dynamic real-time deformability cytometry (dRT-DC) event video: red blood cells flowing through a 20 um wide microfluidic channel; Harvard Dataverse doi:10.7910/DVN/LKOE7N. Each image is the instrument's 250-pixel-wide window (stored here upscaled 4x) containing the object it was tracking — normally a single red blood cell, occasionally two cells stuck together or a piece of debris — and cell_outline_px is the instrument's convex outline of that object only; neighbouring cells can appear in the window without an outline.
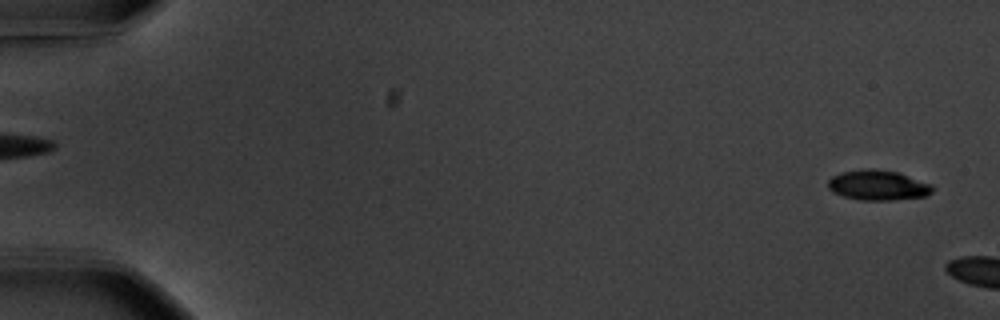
{"species": "common noctule bat (a hibernating species)", "species_latin": "Nyctalus noctula", "temperature_condition": "warm", "stored_images_in_passage": 6, "camera_frame_rate_fps": 3000, "um_per_image_px": 0.085, "animal": {"sex": "male", "body_mass_g": 20.1, "forearm_length_mm": 53.5}, "frame": {"image": 1, "passage_image": 2, "time_ms": 0.333, "image_size_px": [1000, 320], "cell_outline_px": [[932, 192], [924, 196], [892, 200], [860, 200], [844, 196], [832, 192], [828, 188], [828, 180], [832, 176], [840, 172], [864, 168], [876, 168], [896, 172], [932, 184]], "centroid_in_image_um": [74.58, 15.73], "position_along_channel_um": 10.4, "area_um2": 18.32}}